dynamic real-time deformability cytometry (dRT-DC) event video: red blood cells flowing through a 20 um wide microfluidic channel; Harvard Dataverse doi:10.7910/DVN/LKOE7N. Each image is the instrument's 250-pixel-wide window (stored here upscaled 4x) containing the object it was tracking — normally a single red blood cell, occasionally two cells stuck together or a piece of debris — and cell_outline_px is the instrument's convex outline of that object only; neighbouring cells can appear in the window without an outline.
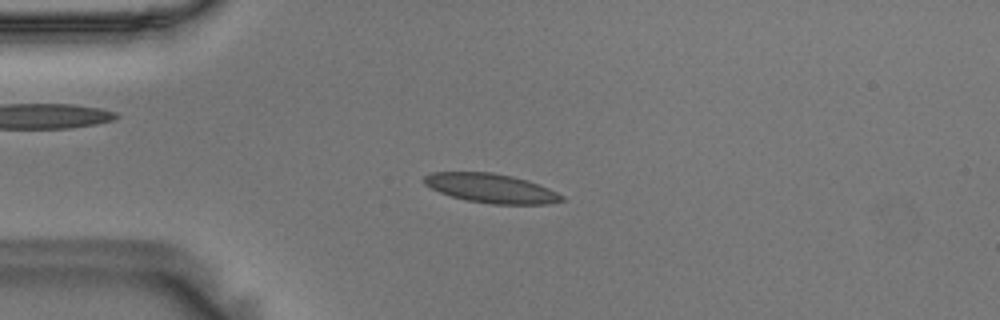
{"species": "Egyptian fruit bat (a non-hibernating species)", "species_latin": "Rousettus aegyptiacus", "temperature_condition": "room temperature", "stored_images_in_passage": 55, "camera_frame_rate_fps": 3000, "um_per_image_px": 0.085, "animal": {"sex": "male"}, "frame": {"image": 1, "passage_image": 13, "time_ms": 4.0, "image_size_px": [1000, 320], "cell_outline_px": [[564, 200], [548, 204], [492, 204], [464, 200], [440, 192], [424, 184], [424, 176], [432, 172], [492, 172], [512, 176], [528, 180], [548, 188], [564, 196]], "centroid_in_image_um": [41.75, 16.0], "position_along_channel_um": 43.3, "area_um2": 23.35}}
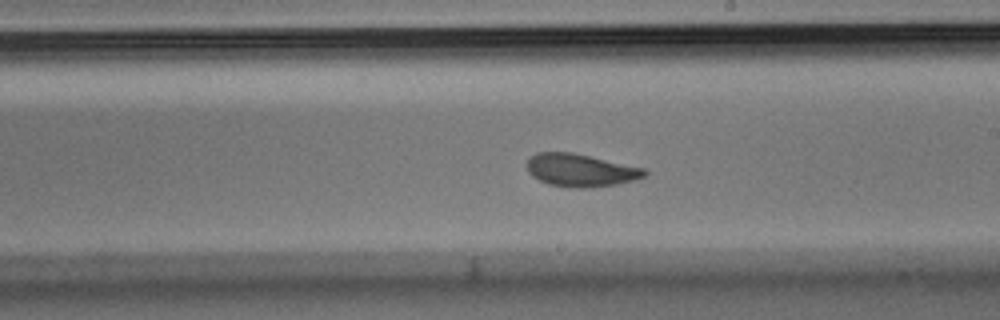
{"frame": {"image": 2, "passage_image": 31, "time_ms": 10.0, "image_size_px": [1000, 320], "cell_outline_px": [[648, 176], [636, 180], [616, 184], [592, 188], [568, 188], [548, 184], [532, 176], [528, 172], [528, 160], [536, 152], [572, 152], [644, 168], [648, 172]], "centroid_in_image_um": [49.38, 14.48], "position_along_channel_um": 239.6, "area_um2": 22.6}}
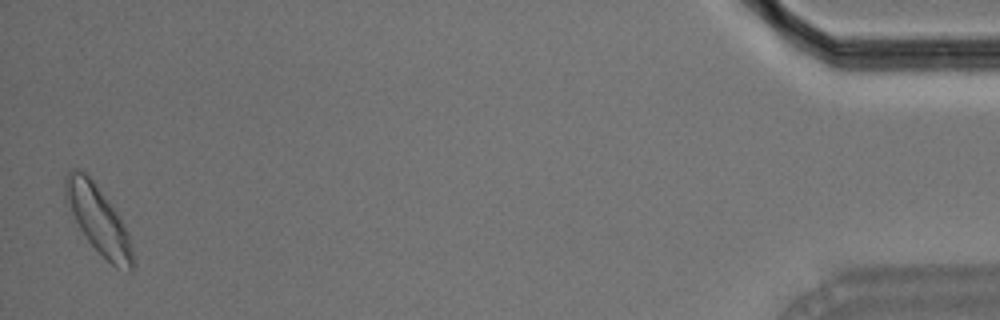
{"frame": {"image": 3, "passage_image": 54, "time_ms": 17.667, "image_size_px": [1000, 320], "cell_outline_px": [[136, 264], [132, 272], [128, 272], [116, 268], [88, 240], [80, 228], [64, 200], [64, 176], [72, 168], [80, 168], [92, 180], [112, 204], [120, 216], [128, 236]], "centroid_in_image_um": [8.35, 18.65], "position_along_channel_um": 426.8, "area_um2": 26.53}, "authors_computed_cell_mechanics": {"area_um2": 22.831, "velocity_mm_per_s": 3.6031, "shape_relaxation_time_tau1_ms": 4.5438, "shape_relaxation_time_tau2_ms": 1.3324, "deformation_change_tau1": 0.1301, "deformation_change_tau2": 0.0597}}